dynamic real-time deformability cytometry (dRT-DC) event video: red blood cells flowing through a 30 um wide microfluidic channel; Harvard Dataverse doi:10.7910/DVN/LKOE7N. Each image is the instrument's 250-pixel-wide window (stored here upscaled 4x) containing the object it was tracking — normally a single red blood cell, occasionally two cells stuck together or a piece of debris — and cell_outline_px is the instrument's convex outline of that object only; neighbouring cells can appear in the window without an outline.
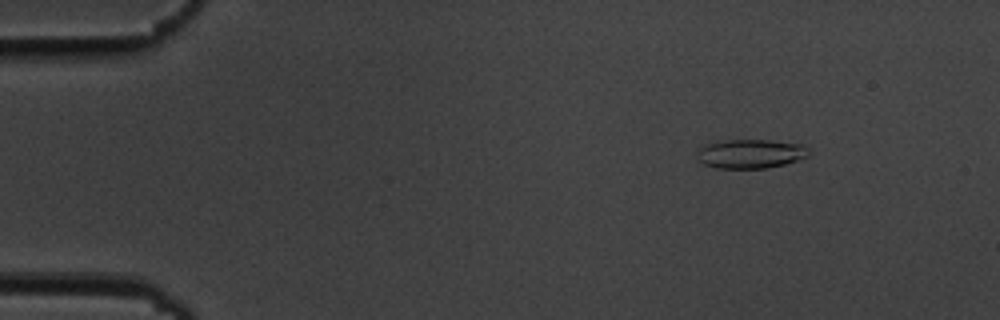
{"species": "common noctule bat (a hibernating species)", "species_latin": "Nyctalus noctula", "temperature_condition": "cold", "stored_images_in_passage": 55, "camera_frame_rate_fps": 3000, "um_per_image_px": 0.085, "animal": {"sex": "male", "body_mass_g": 19.5, "forearm_length_mm": 54.6}, "frame": {"image": 1, "passage_image": 7, "time_ms": 2.0, "image_size_px": [1000, 320], "cell_outline_px": [[812, 152], [808, 156], [784, 164], [768, 168], [716, 168], [704, 164], [696, 156], [696, 152], [704, 144], [724, 140], [768, 140], [804, 144]], "centroid_in_image_um": [63.81, 13.06], "position_along_channel_um": 21.2, "area_um2": 19.07}}
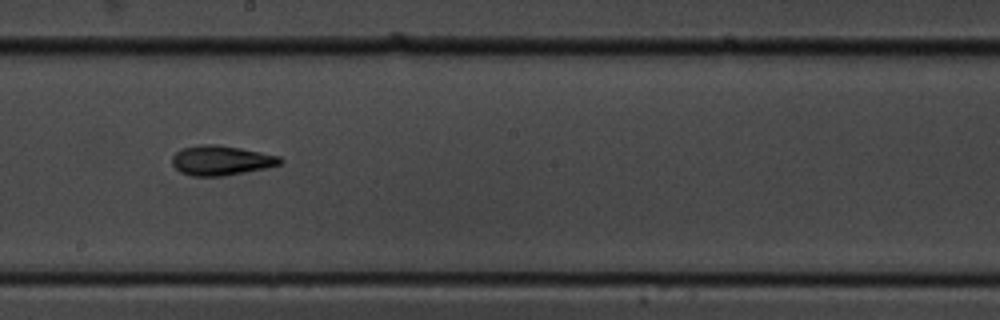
{"frame": {"image": 2, "passage_image": 31, "time_ms": 10.0, "image_size_px": [1000, 320], "cell_outline_px": [[284, 160], [280, 164], [268, 168], [224, 176], [192, 176], [180, 172], [172, 164], [172, 156], [180, 148], [200, 144], [216, 144], [240, 148], [280, 156]], "centroid_in_image_um": [18.79, 13.63], "position_along_channel_um": 229.4, "area_um2": 18.9}}
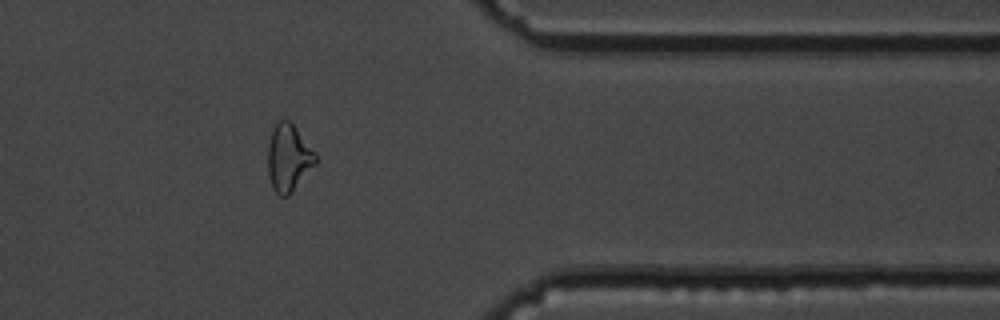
{"frame": {"image": 3, "passage_image": 45, "time_ms": 14.667, "image_size_px": [1000, 320], "cell_outline_px": [[316, 164], [288, 196], [280, 196], [272, 188], [268, 176], [268, 144], [272, 128], [276, 120], [288, 120], [292, 124], [316, 152]], "centroid_in_image_um": [24.51, 13.41], "position_along_channel_um": 386.9, "area_um2": 18.73}, "authors_computed_cell_mechanics": {"area_um2": 18.6694, "velocity_mm_per_s": 3.6695, "shape_relaxation_time_tau1_ms": 4.1132, "shape_relaxation_time_tau2_ms": 1.6424, "deformation_change_tau1": 0.15, "deformation_change_tau2": 0.0926}}